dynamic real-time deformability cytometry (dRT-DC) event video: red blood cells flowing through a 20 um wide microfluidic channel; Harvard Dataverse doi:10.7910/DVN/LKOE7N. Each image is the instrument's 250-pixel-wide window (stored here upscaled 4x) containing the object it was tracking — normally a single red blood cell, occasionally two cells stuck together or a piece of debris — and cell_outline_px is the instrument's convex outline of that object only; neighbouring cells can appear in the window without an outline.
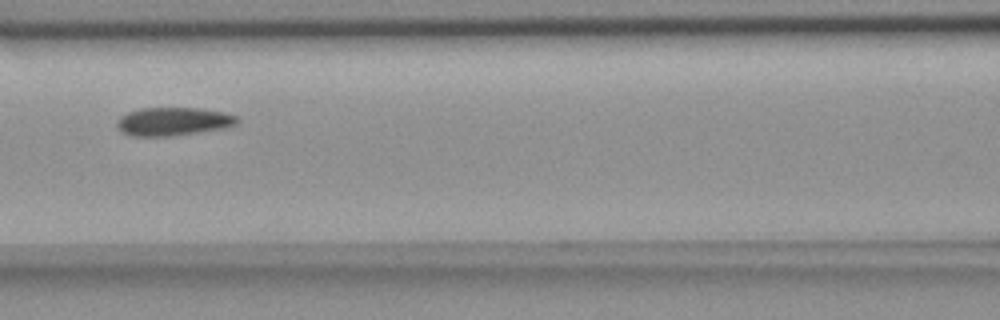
{"species": "common noctule bat (a hibernating species)", "species_latin": "Nyctalus noctula", "temperature_condition": "room temperature", "stored_images_in_passage": 8, "camera_frame_rate_fps": 3000, "um_per_image_px": 0.085, "animal": {"sex": "female", "body_mass_g": 18.4}, "frame": {"image": 1, "passage_image": 6, "time_ms": 5.667, "image_size_px": [1000, 320], "cell_outline_px": [[240, 124], [224, 128], [172, 136], [128, 136], [120, 132], [116, 124], [116, 120], [120, 116], [128, 112], [140, 108], [200, 108], [224, 112], [240, 116]], "centroid_in_image_um": [14.74, 10.33], "position_along_channel_um": 151.9, "area_um2": 20.23}}
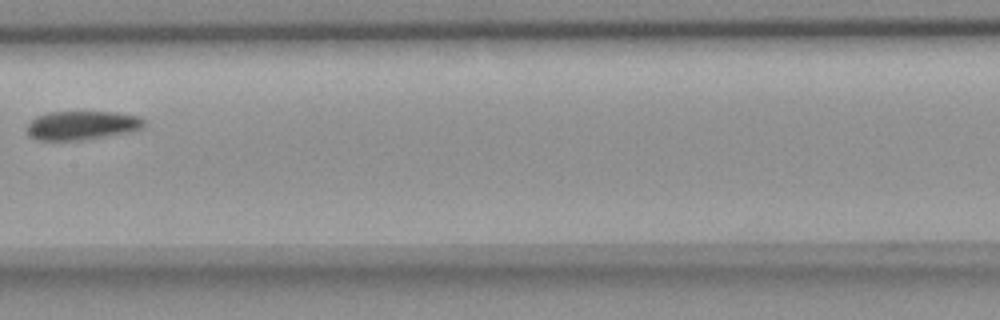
{"frame": {"image": 2, "passage_image": 7, "time_ms": 7.0, "image_size_px": [1000, 320], "cell_outline_px": [[148, 120], [144, 128], [136, 132], [80, 140], [36, 140], [28, 132], [28, 124], [36, 116], [48, 112], [116, 112], [140, 116]], "centroid_in_image_um": [7.09, 10.65], "position_along_channel_um": 200.3, "area_um2": 20.06}}
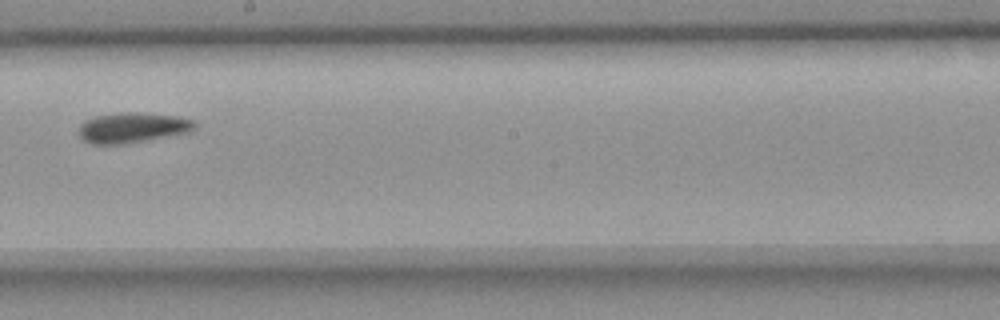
{"frame": {"image": 3, "passage_image": 8, "time_ms": 8.0, "image_size_px": [1000, 320], "cell_outline_px": [[196, 128], [188, 132], [124, 144], [92, 144], [84, 140], [76, 132], [80, 124], [84, 120], [96, 116], [120, 112], [136, 112], [180, 116], [192, 120], [196, 124]], "centroid_in_image_um": [11.22, 10.84], "position_along_channel_um": 237.0, "area_um2": 20.52}}